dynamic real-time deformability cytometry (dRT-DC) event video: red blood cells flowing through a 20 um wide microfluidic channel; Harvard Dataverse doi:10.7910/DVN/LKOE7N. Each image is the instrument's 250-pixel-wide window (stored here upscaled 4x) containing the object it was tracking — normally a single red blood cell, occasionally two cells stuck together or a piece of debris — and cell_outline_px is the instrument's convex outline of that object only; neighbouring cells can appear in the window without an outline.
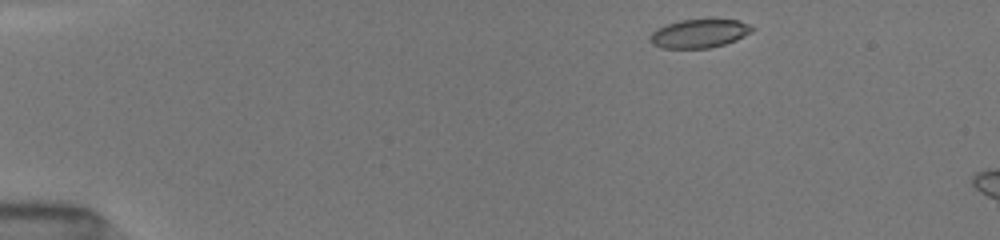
{"species": "common noctule bat (a hibernating species)", "species_latin": "Nyctalus noctula", "temperature_condition": "room temperature", "stored_images_in_passage": 6, "camera_frame_rate_fps": 3000, "um_per_image_px": 0.085, "animal": {"sex": "female", "body_mass_g": 19.5, "forearm_length_mm": 54.1}, "frame": {"image": 1, "passage_image": 1, "time_ms": 0.0, "image_size_px": [1000, 240], "cell_outline_px": [[756, 28], [752, 32], [736, 40], [724, 44], [708, 48], [660, 48], [652, 44], [648, 40], [648, 36], [656, 28], [680, 20], [708, 16], [712, 16], [740, 20]], "centroid_in_image_um": [59.46, 2.79], "position_along_channel_um": 25.5, "area_um2": 17.98}}